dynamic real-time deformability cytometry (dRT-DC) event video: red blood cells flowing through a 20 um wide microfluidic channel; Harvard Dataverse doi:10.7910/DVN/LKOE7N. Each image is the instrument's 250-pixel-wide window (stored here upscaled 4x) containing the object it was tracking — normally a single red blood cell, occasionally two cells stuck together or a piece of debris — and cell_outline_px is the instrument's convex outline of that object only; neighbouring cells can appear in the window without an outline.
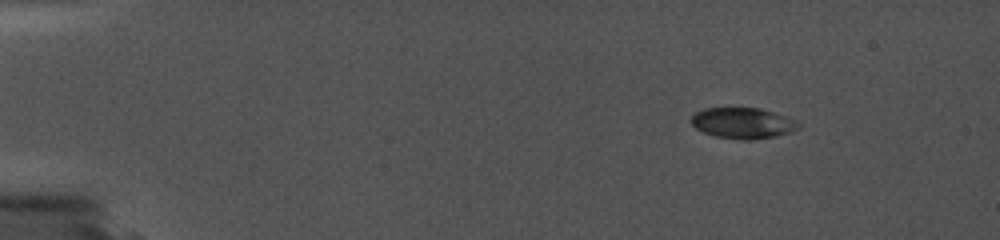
{"species": "common noctule bat (a hibernating species)", "species_latin": "Nyctalus noctula", "temperature_condition": "cold", "stored_images_in_passage": 3, "camera_frame_rate_fps": 5000, "um_per_image_px": 0.085, "animal": {"sex": "female", "body_mass_g": 19.0, "forearm_length_mm": 56.7}, "frame": {"image": 1, "passage_image": 1, "time_ms": 0.0, "image_size_px": [1000, 240], "cell_outline_px": [[792, 132], [776, 136], [756, 140], [736, 140], [712, 136], [700, 132], [692, 128], [692, 116], [696, 112], [708, 108], [756, 108], [768, 112], [792, 128]], "centroid_in_image_um": [62.8, 10.52], "position_along_channel_um": 22.2, "area_um2": 18.09}}